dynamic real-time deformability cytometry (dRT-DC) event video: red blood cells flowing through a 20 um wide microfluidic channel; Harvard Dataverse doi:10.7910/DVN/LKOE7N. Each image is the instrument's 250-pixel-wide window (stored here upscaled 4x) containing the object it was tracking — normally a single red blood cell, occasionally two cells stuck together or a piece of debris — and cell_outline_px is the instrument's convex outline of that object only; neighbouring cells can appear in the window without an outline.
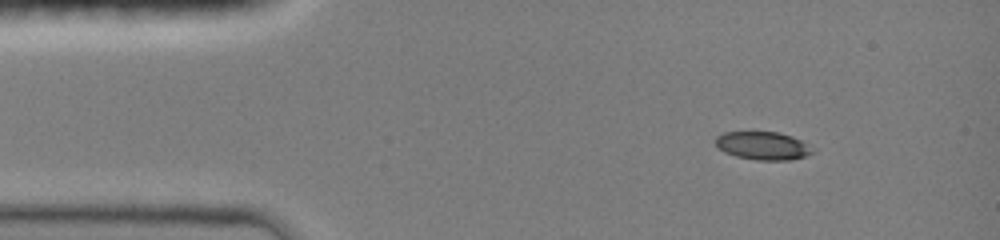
{"species": "common noctule bat (a hibernating species)", "species_latin": "Nyctalus noctula", "temperature_condition": "room temperature", "stored_images_in_passage": 42, "camera_frame_rate_fps": 3000, "um_per_image_px": 0.085, "animal": {"sex": "female", "body_mass_g": 19.0, "forearm_length_mm": 51.5}, "frame": {"image": 1, "passage_image": 1, "time_ms": 0.0, "image_size_px": [1000, 240], "cell_outline_px": [[816, 152], [792, 160], [756, 160], [736, 156], [724, 152], [716, 144], [716, 136], [724, 132], [780, 132], [792, 136], [800, 140]], "centroid_in_image_um": [64.84, 12.39], "position_along_channel_um": 20.2, "area_um2": 15.78}}
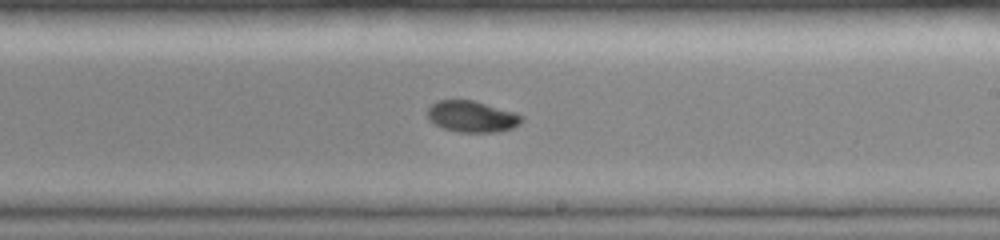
{"frame": {"image": 2, "passage_image": 23, "time_ms": 7.333, "image_size_px": [1000, 240], "cell_outline_px": [[524, 120], [520, 124], [512, 128], [496, 132], [460, 132], [444, 128], [428, 120], [428, 108], [436, 100], [472, 100], [516, 112], [524, 116]], "centroid_in_image_um": [40.15, 9.9], "position_along_channel_um": 248.9, "area_um2": 17.22}}
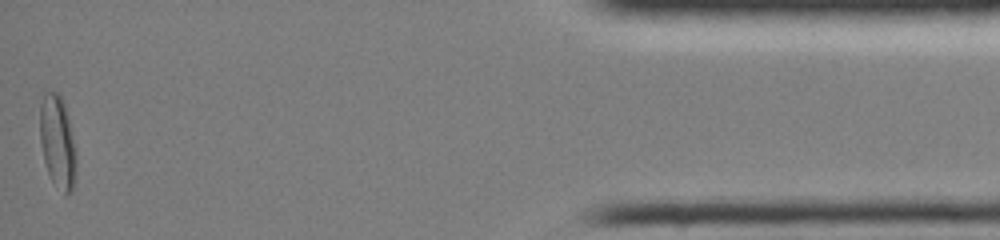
{"frame": {"image": 3, "passage_image": 42, "time_ms": 13.667, "image_size_px": [1000, 240], "cell_outline_px": [[76, 176], [72, 188], [64, 196], [52, 180], [48, 172], [44, 160], [40, 144], [40, 104], [44, 92], [56, 92], [60, 96], [64, 104], [76, 148]], "centroid_in_image_um": [4.89, 12.08], "position_along_channel_um": 430.3, "area_um2": 19.59}, "authors_computed_cell_mechanics": {"area_um2": 17.3111, "velocity_mm_per_s": 4.0554, "shape_relaxation_time_tau1_ms": 3.9794, "shape_relaxation_time_tau2_ms": 9.0464, "deformation_change_tau1": 0.1719, "deformation_change_tau2": 0.086}}